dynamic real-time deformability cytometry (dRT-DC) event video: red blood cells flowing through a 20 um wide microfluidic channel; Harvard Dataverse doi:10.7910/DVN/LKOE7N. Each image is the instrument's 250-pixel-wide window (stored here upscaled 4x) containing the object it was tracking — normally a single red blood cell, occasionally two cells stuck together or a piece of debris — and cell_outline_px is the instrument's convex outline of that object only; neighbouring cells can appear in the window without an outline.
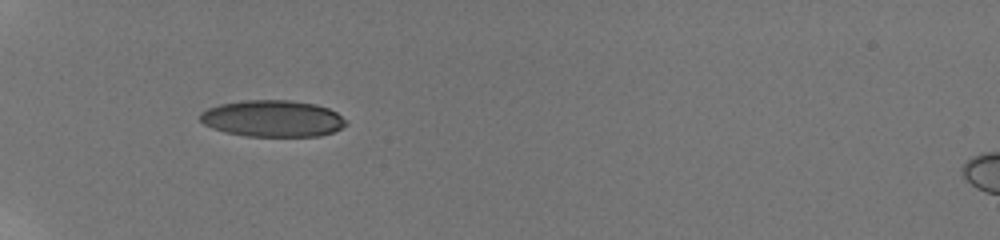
{"species": "human", "species_latin": "Homo sapiens", "temperature_condition": "room temperature", "stored_images_in_passage": 10, "camera_frame_rate_fps": 3000, "um_per_image_px": 0.085, "donor": {"sex": "male"}, "frame": {"image": 1, "passage_image": 1, "time_ms": 0.0, "image_size_px": [1000, 240], "cell_outline_px": [[348, 124], [332, 132], [320, 136], [244, 136], [212, 128], [204, 124], [200, 120], [200, 112], [208, 108], [220, 104], [244, 100], [292, 100], [316, 104], [328, 108], [336, 112]], "centroid_in_image_um": [23.16, 10.07], "position_along_channel_um": 61.8, "area_um2": 31.04}}
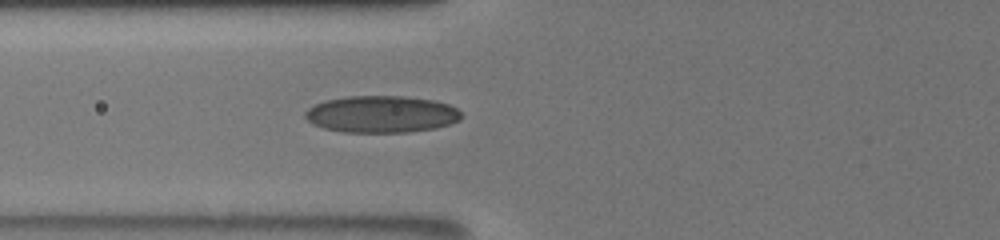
{"frame": {"image": 2, "passage_image": 8, "time_ms": 1.333, "image_size_px": [1000, 240], "cell_outline_px": [[460, 120], [436, 128], [408, 132], [344, 132], [324, 128], [312, 124], [304, 116], [304, 112], [308, 108], [324, 100], [348, 96], [404, 96], [436, 100], [448, 104], [456, 108], [460, 112]], "centroid_in_image_um": [32.41, 9.7], "position_along_channel_um": 93.4, "area_um2": 33.64}}